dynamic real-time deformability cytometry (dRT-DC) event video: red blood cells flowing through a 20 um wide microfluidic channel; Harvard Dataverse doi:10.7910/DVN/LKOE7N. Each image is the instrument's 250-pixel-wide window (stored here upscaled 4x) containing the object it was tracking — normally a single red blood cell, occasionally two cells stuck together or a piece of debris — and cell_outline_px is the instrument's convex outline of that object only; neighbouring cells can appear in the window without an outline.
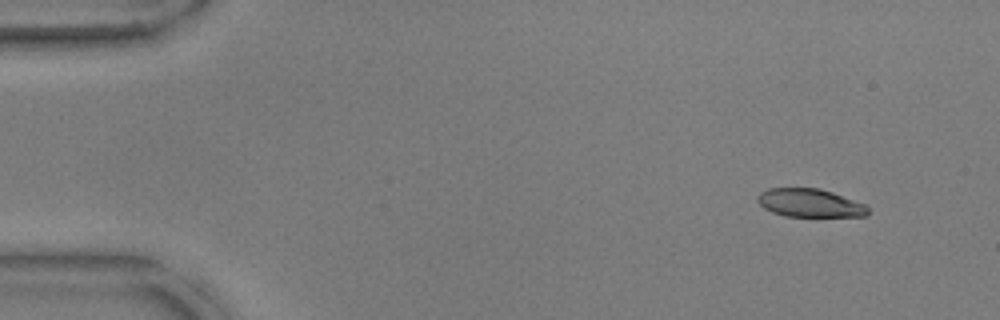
{"species": "common noctule bat (a hibernating species)", "species_latin": "Nyctalus noctula", "temperature_condition": "warm", "stored_images_in_passage": 34, "camera_frame_rate_fps": 3000, "um_per_image_px": 0.085, "animal": {"sex": "male", "body_mass_g": 17.9, "forearm_length_mm": 54.2}, "frame": {"image": 1, "passage_image": 1, "time_ms": 0.0, "image_size_px": [1000, 320], "cell_outline_px": [[868, 216], [784, 216], [772, 212], [764, 208], [756, 200], [756, 196], [760, 192], [768, 188], [820, 188], [832, 192], [864, 204], [868, 208]], "centroid_in_image_um": [68.79, 17.25], "position_along_channel_um": 16.2, "area_um2": 18.15}}